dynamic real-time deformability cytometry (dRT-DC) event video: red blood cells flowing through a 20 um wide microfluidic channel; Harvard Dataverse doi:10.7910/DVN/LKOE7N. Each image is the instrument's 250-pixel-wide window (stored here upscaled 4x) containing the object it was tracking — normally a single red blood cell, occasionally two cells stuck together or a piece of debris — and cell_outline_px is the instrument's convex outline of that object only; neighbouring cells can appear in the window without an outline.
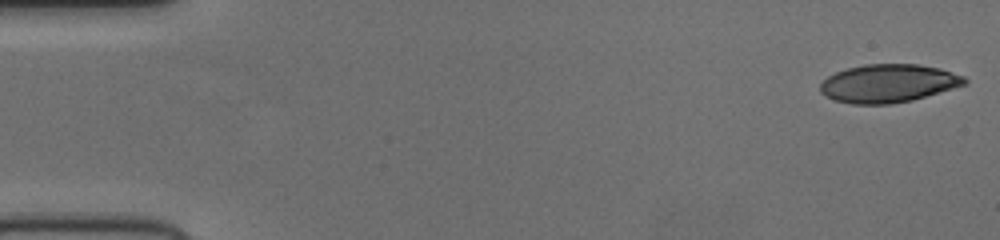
{"species": "human", "species_latin": "Homo sapiens", "temperature_condition": "cold", "stored_images_in_passage": 53, "segment_of_instrument_passage": [1, 2], "camera_frame_rate_fps": 3000, "um_per_image_px": 0.085, "donor": {"sex": "female"}, "frame": {"image": 1, "passage_image": 1, "time_ms": 0.0, "image_size_px": [1000, 240], "cell_outline_px": [[968, 84], [912, 100], [892, 104], [852, 104], [836, 100], [824, 96], [820, 92], [820, 84], [828, 76], [836, 72], [848, 68], [864, 64], [916, 64], [940, 68], [964, 76], [968, 80]], "centroid_in_image_um": [75.52, 7.09], "position_along_channel_um": 9.5, "area_um2": 32.19}}
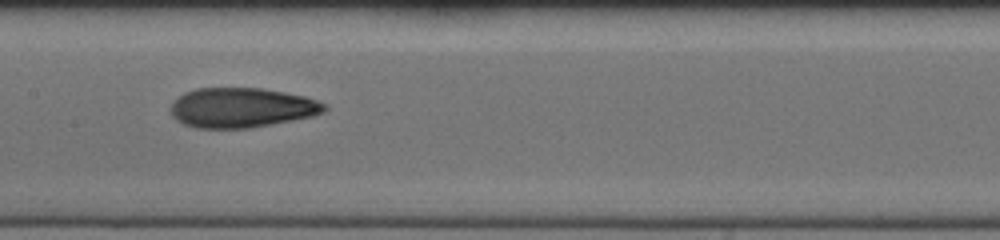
{"frame": {"image": 2, "passage_image": 26, "time_ms": 8.333, "image_size_px": [1000, 240], "cell_outline_px": [[328, 108], [324, 112], [312, 116], [292, 120], [248, 128], [196, 128], [184, 124], [176, 120], [172, 116], [168, 108], [172, 100], [184, 92], [196, 88], [260, 88], [284, 92], [304, 96], [328, 104]], "centroid_in_image_um": [20.49, 9.15], "position_along_channel_um": 186.9, "area_um2": 35.89}}
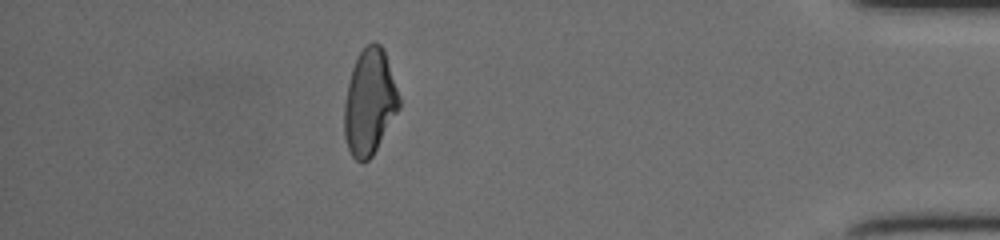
{"frame": {"image": 3, "passage_image": 46, "time_ms": 15.0, "image_size_px": [1000, 240], "cell_outline_px": [[400, 108], [372, 156], [364, 164], [360, 164], [352, 156], [348, 148], [344, 136], [344, 104], [348, 84], [352, 68], [360, 52], [372, 40], [380, 44], [384, 52], [400, 96]], "centroid_in_image_um": [31.4, 8.72], "position_along_channel_um": 403.8, "area_um2": 33.7}}